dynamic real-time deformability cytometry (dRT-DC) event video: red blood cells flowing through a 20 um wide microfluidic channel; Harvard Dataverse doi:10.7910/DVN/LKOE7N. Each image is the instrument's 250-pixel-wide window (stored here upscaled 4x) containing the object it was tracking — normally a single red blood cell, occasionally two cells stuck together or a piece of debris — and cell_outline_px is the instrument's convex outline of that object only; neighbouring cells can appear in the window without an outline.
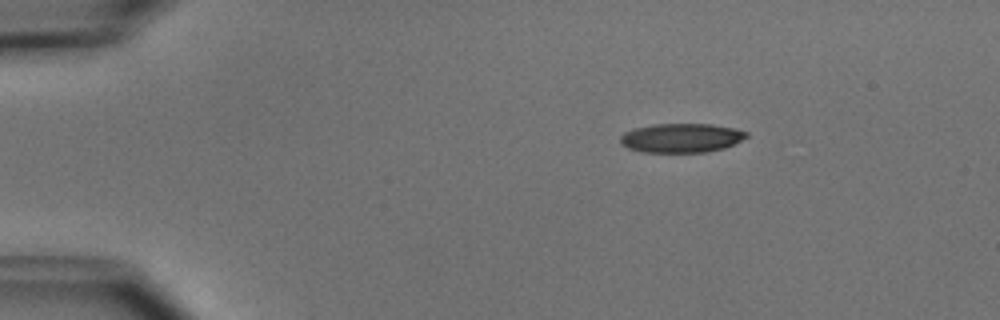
{"species": "common noctule bat (a hibernating species)", "species_latin": "Nyctalus noctula", "temperature_condition": "cold", "stored_images_in_passage": 4, "camera_frame_rate_fps": 3000, "um_per_image_px": 0.085, "animal": {"sex": "male", "body_mass_g": 15.6}, "frame": {"image": 1, "passage_image": 1, "time_ms": 0.0, "image_size_px": [1000, 320], "cell_outline_px": [[748, 136], [724, 148], [704, 152], [644, 152], [628, 148], [620, 144], [620, 136], [624, 132], [636, 128], [652, 124], [712, 124], [736, 128], [748, 132]], "centroid_in_image_um": [57.9, 11.72], "position_along_channel_um": 27.1, "area_um2": 21.39}}